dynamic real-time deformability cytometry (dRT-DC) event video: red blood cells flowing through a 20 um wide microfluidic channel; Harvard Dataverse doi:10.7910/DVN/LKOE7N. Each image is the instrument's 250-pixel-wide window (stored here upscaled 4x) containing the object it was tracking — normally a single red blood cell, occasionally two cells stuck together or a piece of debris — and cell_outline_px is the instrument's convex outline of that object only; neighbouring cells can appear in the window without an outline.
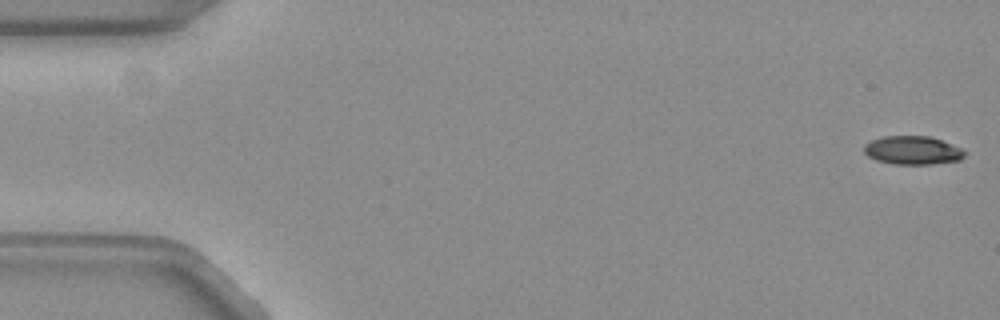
{"species": "common noctule bat (a hibernating species)", "species_latin": "Nyctalus noctula", "temperature_condition": "warm", "stored_images_in_passage": 54, "camera_frame_rate_fps": 3000, "um_per_image_px": 0.085, "animal": {"sex": "female", "body_mass_g": 19.3, "forearm_length_mm": 54.1}, "frame": {"image": 1, "passage_image": 1, "time_ms": 0.0, "image_size_px": [1000, 320], "cell_outline_px": [[964, 156], [960, 160], [932, 164], [892, 164], [876, 160], [868, 156], [864, 152], [864, 144], [872, 140], [884, 136], [928, 136], [940, 140], [960, 148], [964, 152]], "centroid_in_image_um": [77.53, 12.78], "position_along_channel_um": 7.5, "area_um2": 16.53}}
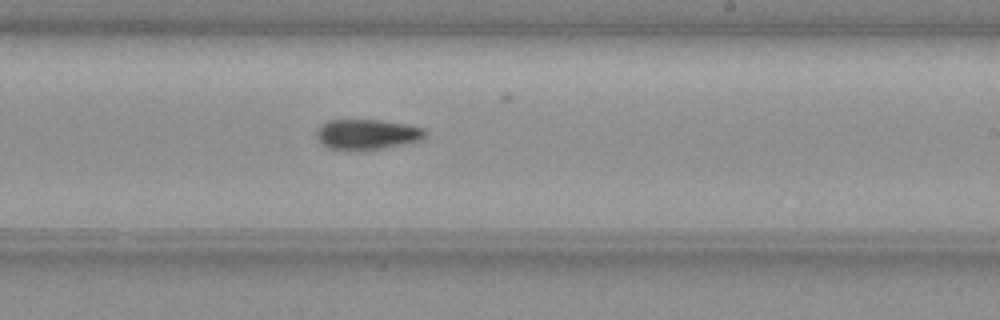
{"frame": {"image": 2, "passage_image": 32, "time_ms": 10.333, "image_size_px": [1000, 320], "cell_outline_px": [[428, 132], [420, 140], [404, 144], [364, 152], [348, 152], [328, 148], [320, 144], [316, 136], [316, 132], [320, 124], [328, 120], [384, 120], [408, 124], [424, 128]], "centroid_in_image_um": [31.16, 11.45], "position_along_channel_um": 257.8, "area_um2": 20.0}}
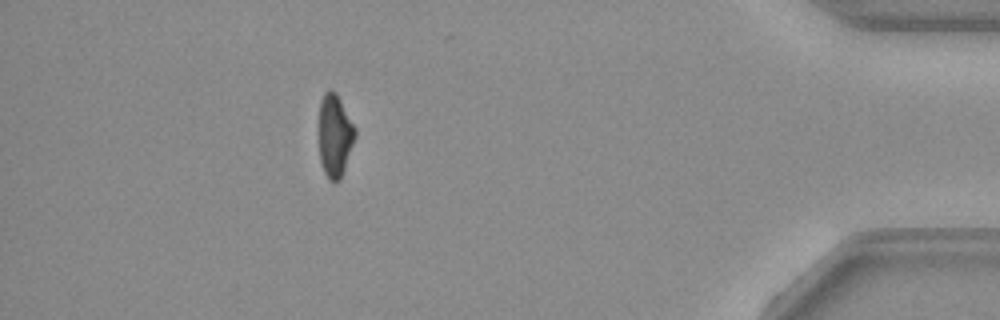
{"frame": {"image": 3, "passage_image": 48, "time_ms": 15.667, "image_size_px": [1000, 320], "cell_outline_px": [[356, 136], [340, 180], [328, 180], [324, 172], [320, 160], [320, 100], [324, 92], [328, 88], [332, 88], [336, 92], [356, 128]], "centroid_in_image_um": [28.47, 11.48], "position_along_channel_um": 406.7, "area_um2": 17.34}, "authors_computed_cell_mechanics": {"area_um2": 18.2359, "velocity_mm_per_s": 3.8306, "shape_relaxation_time_tau1_ms": 4.267, "shape_relaxation_time_tau2_ms": null, "deformation_change_tau1": 0.1566, "deformation_change_tau2": null}}